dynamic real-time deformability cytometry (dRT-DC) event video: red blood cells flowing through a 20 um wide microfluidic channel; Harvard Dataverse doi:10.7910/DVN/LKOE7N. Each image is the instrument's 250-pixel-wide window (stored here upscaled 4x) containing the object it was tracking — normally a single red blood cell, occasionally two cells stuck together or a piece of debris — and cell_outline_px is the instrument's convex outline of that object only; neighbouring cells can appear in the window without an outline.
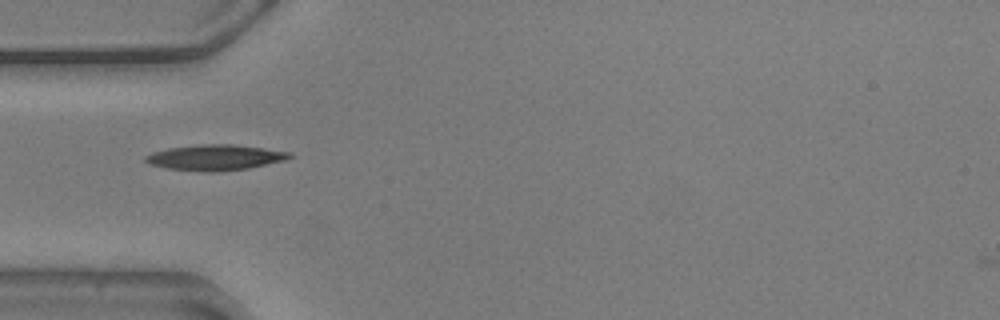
{"species": "common noctule bat (a hibernating species)", "species_latin": "Nyctalus noctula", "temperature_condition": "warm", "stored_images_in_passage": 4, "camera_frame_rate_fps": 3000, "um_per_image_px": 0.085, "animal": {"sex": "male", "body_mass_g": 20.5, "forearm_length_mm": 52.5}, "frame": {"image": 1, "passage_image": 1, "time_ms": 0.0, "image_size_px": [1000, 320], "cell_outline_px": [[292, 156], [288, 160], [248, 168], [216, 172], [208, 172], [168, 168], [148, 164], [144, 160], [144, 156], [152, 152], [168, 148], [200, 144], [232, 144], [292, 152]], "centroid_in_image_um": [18.29, 13.38], "position_along_channel_um": 66.7, "area_um2": 21.56}}